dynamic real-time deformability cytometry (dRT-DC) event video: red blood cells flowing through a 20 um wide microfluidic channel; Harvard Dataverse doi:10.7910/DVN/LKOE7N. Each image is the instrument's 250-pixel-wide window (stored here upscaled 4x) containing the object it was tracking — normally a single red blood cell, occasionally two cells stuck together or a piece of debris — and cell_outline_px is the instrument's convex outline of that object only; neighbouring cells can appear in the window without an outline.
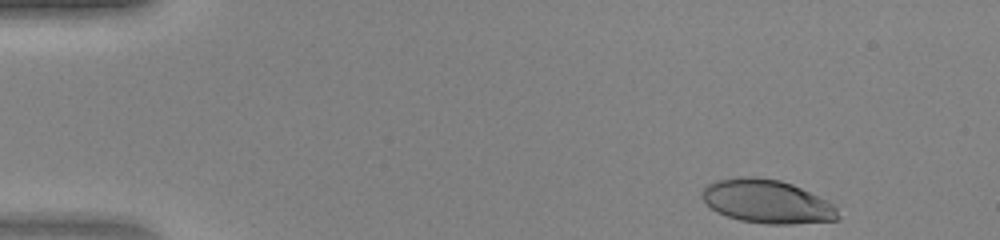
{"species": "human", "species_latin": "Homo sapiens", "temperature_condition": "warm", "stored_images_in_passage": 43, "camera_frame_rate_fps": 3000, "um_per_image_px": 0.085, "donor": {"sex": "female"}, "frame": {"image": 1, "passage_image": 1, "time_ms": 0.0, "image_size_px": [1000, 240], "cell_outline_px": [[840, 216], [836, 220], [792, 224], [768, 224], [740, 220], [716, 212], [700, 196], [700, 192], [708, 184], [716, 180], [736, 176], [756, 176], [780, 180], [792, 184], [828, 200], [836, 208]], "centroid_in_image_um": [65.18, 17.11], "position_along_channel_um": 19.8, "area_um2": 34.62}}
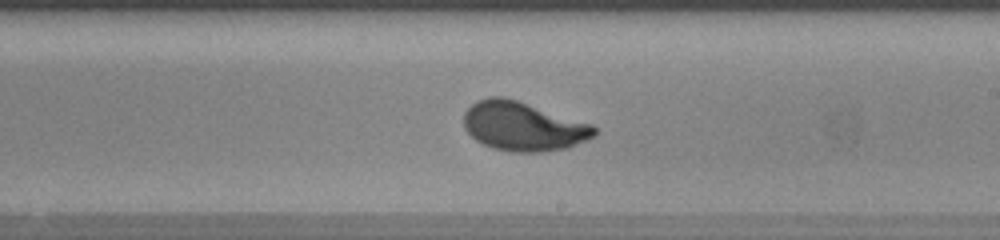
{"frame": {"image": 2, "passage_image": 24, "time_ms": 7.667, "image_size_px": [1000, 240], "cell_outline_px": [[596, 136], [588, 140], [568, 148], [540, 152], [512, 152], [492, 148], [476, 140], [464, 128], [464, 112], [476, 100], [488, 96], [504, 96], [592, 124], [596, 128]], "centroid_in_image_um": [44.47, 10.74], "position_along_channel_um": 244.5, "area_um2": 37.45}}
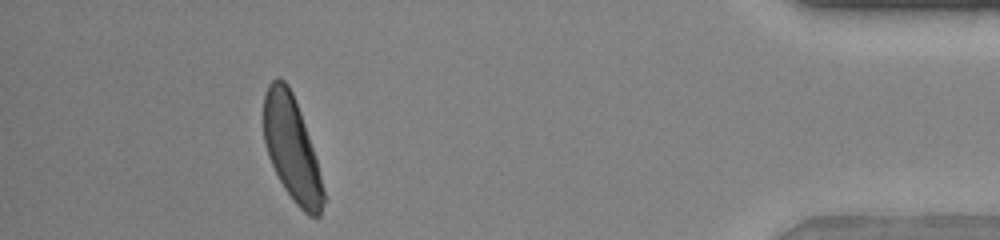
{"frame": {"image": 3, "passage_image": 39, "time_ms": 12.667, "image_size_px": [1000, 240], "cell_outline_px": [[324, 204], [320, 216], [308, 216], [296, 204], [284, 188], [268, 156], [264, 144], [264, 96], [268, 84], [276, 76], [280, 76], [288, 84], [292, 92], [300, 112], [316, 160], [324, 192]], "centroid_in_image_um": [24.78, 12.61], "position_along_channel_um": 410.4, "area_um2": 35.84}}